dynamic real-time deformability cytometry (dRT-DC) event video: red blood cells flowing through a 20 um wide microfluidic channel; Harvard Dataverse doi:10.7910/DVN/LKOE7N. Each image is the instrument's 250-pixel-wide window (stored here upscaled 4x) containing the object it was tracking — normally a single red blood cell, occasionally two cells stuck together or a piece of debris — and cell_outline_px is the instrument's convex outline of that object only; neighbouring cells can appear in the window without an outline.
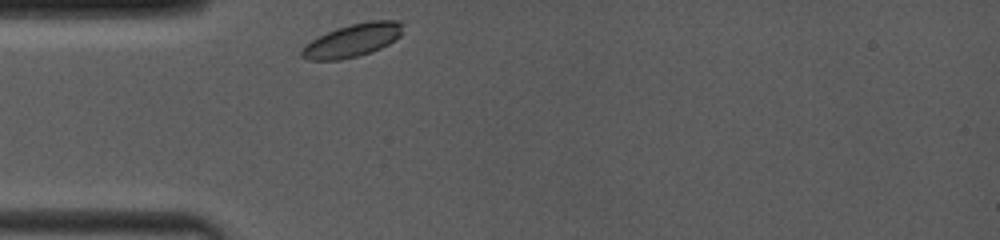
{"species": "common noctule bat (a hibernating species)", "species_latin": "Nyctalus noctula", "temperature_condition": "room temperature", "stored_images_in_passage": 47, "camera_frame_rate_fps": 4000, "um_per_image_px": 0.085, "animal": {"sex": "female", "body_mass_g": 19.0, "forearm_length_mm": 53.3}, "frame": {"image": 1, "passage_image": 1, "time_ms": 0.0, "image_size_px": [1000, 240], "cell_outline_px": [[404, 32], [396, 40], [380, 48], [356, 56], [340, 60], [308, 60], [300, 56], [300, 52], [304, 44], [336, 28], [352, 24], [372, 20], [400, 20], [404, 24]], "centroid_in_image_um": [29.99, 3.42], "position_along_channel_um": 55.0, "area_um2": 19.54}}
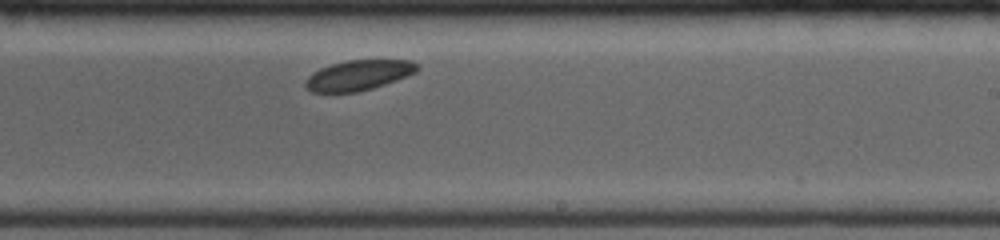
{"frame": {"image": 2, "passage_image": 32, "time_ms": 5.5, "image_size_px": [1000, 240], "cell_outline_px": [[420, 68], [416, 72], [396, 80], [372, 88], [356, 92], [312, 92], [304, 88], [304, 80], [312, 72], [320, 68], [332, 64], [348, 60], [408, 60], [416, 64]], "centroid_in_image_um": [30.42, 6.4], "position_along_channel_um": 258.6, "area_um2": 19.59}}
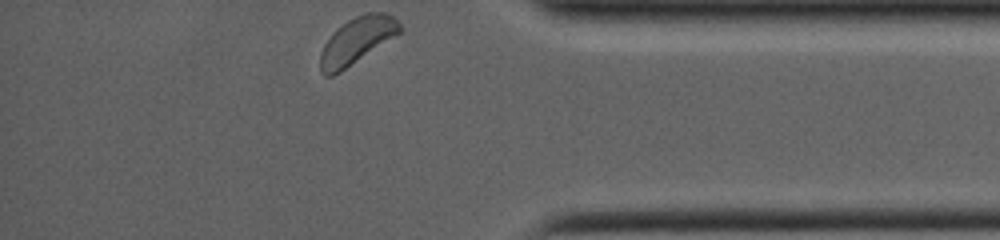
{"frame": {"image": 3, "passage_image": 47, "time_ms": 9.5, "image_size_px": [1000, 240], "cell_outline_px": [[404, 28], [400, 32], [340, 72], [332, 76], [324, 76], [320, 72], [320, 52], [324, 44], [348, 20], [364, 12], [384, 12], [392, 16]], "centroid_in_image_um": [30.33, 3.46], "position_along_channel_um": 404.9, "area_um2": 20.98}}